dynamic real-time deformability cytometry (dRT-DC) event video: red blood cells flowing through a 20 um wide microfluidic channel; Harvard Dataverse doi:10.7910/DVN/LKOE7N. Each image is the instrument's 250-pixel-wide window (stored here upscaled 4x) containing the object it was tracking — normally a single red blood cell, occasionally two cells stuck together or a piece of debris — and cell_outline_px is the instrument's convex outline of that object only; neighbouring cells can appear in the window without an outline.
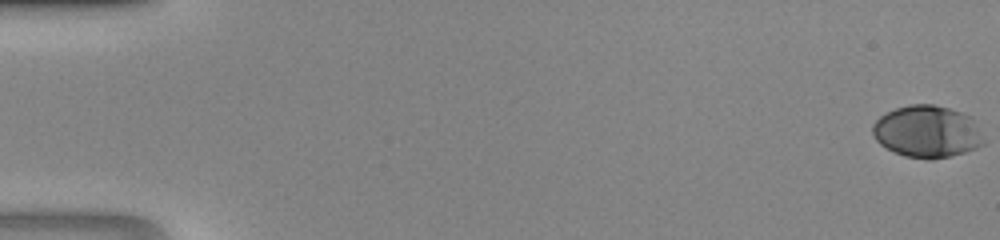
{"species": "human", "species_latin": "Homo sapiens", "temperature_condition": "room temperature", "stored_images_in_passage": 48, "camera_frame_rate_fps": 3000, "um_per_image_px": 0.085, "donor": {"sex": "male"}, "frame": {"image": 1, "passage_image": 1, "time_ms": 0.0, "image_size_px": [1000, 240], "cell_outline_px": [[984, 144], [976, 148], [964, 152], [932, 160], [904, 156], [880, 144], [872, 136], [872, 124], [880, 116], [896, 108], [908, 104], [932, 104], [948, 108], [972, 116], [984, 140]], "centroid_in_image_um": [78.79, 11.18], "position_along_channel_um": 6.2, "area_um2": 33.7}}
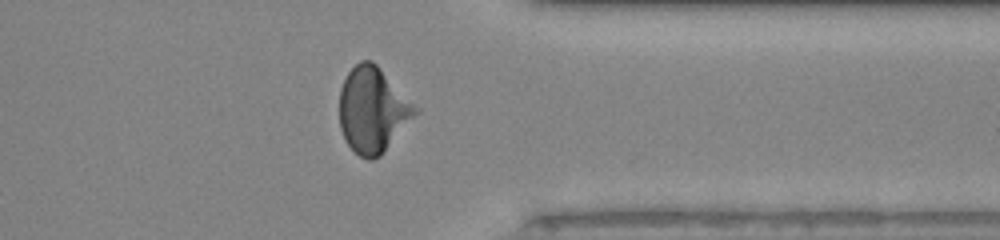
{"frame": {"image": 2, "passage_image": 39, "time_ms": 12.667, "image_size_px": [1000, 240], "cell_outline_px": [[420, 112], [380, 156], [372, 160], [368, 160], [360, 156], [348, 144], [340, 128], [340, 88], [348, 72], [360, 60], [372, 60], [420, 108]], "centroid_in_image_um": [31.72, 9.34], "position_along_channel_um": 379.7, "area_um2": 37.8}}
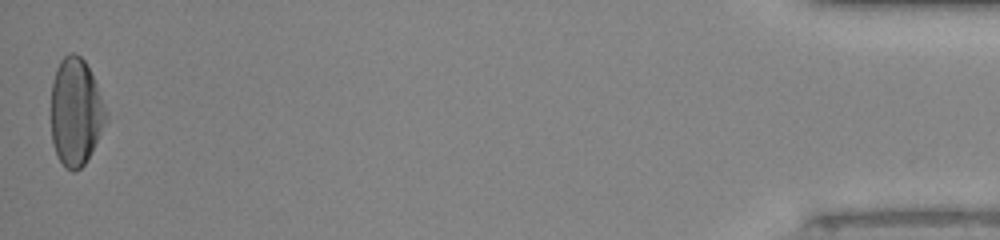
{"frame": {"image": 3, "passage_image": 48, "time_ms": 15.667, "image_size_px": [1000, 240], "cell_outline_px": [[108, 116], [84, 164], [76, 172], [72, 172], [64, 168], [52, 144], [52, 84], [56, 68], [60, 60], [68, 52], [76, 52], [84, 60], [96, 84], [108, 112]], "centroid_in_image_um": [6.42, 9.49], "position_along_channel_um": 428.8, "area_um2": 34.04}}